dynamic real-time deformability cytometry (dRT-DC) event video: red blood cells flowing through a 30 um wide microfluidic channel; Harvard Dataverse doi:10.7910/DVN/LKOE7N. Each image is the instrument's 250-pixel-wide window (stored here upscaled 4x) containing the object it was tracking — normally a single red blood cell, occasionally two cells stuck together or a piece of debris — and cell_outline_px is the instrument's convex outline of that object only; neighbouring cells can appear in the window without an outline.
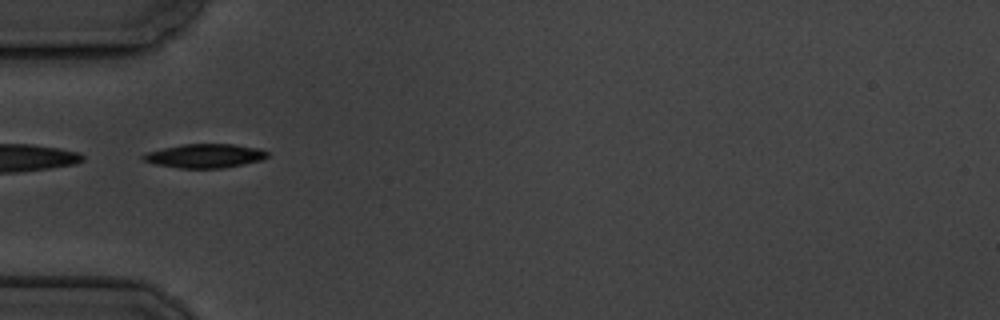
{"species": "common noctule bat (a hibernating species)", "species_latin": "Nyctalus noctula", "temperature_condition": "cold", "stored_images_in_passage": 8, "segment_of_instrument_passage": [2, 2], "camera_frame_rate_fps": 3000, "um_per_image_px": 0.085, "animal": {"sex": "male", "body_mass_g": 19.5, "forearm_length_mm": 54.6}, "frame": {"image": 1, "passage_image": 5, "time_ms": 4.667, "image_size_px": [1000, 320], "cell_outline_px": [[268, 156], [264, 160], [224, 168], [180, 168], [156, 164], [144, 160], [140, 156], [148, 152], [164, 148], [184, 144], [232, 144], [256, 148], [268, 152]], "centroid_in_image_um": [17.44, 13.25], "position_along_channel_um": 67.6, "area_um2": 17.17}}